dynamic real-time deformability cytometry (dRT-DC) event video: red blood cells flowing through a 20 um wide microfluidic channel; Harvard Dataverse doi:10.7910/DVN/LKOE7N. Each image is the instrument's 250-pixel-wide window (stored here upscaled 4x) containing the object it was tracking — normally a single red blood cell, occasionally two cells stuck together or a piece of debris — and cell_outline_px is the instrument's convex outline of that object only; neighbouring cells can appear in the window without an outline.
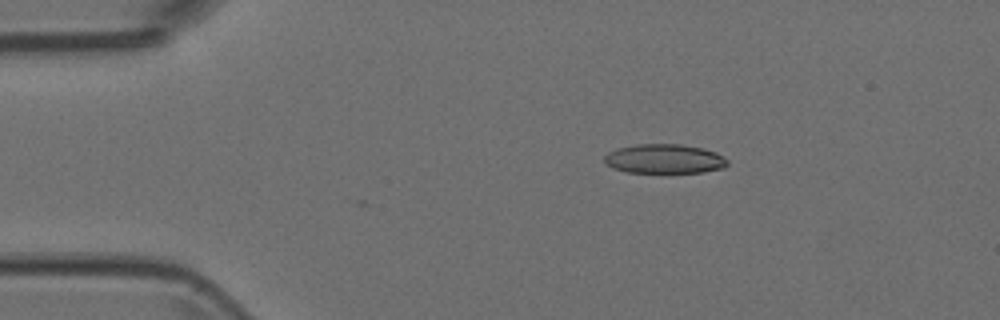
{"species": "Egyptian fruit bat (a non-hibernating species)", "species_latin": "Rousettus aegyptiacus", "temperature_condition": "room temperature", "stored_images_in_passage": 7, "camera_frame_rate_fps": 3000, "um_per_image_px": 0.085, "animal": {"sex": "female"}, "frame": {"image": 1, "passage_image": 3, "time_ms": 0.667, "image_size_px": [1000, 320], "cell_outline_px": [[728, 164], [724, 168], [704, 172], [628, 172], [612, 168], [604, 164], [604, 156], [608, 152], [620, 148], [636, 144], [680, 144], [704, 148], [716, 152], [728, 160]], "centroid_in_image_um": [56.48, 13.5], "position_along_channel_um": 28.5, "area_um2": 21.1}}
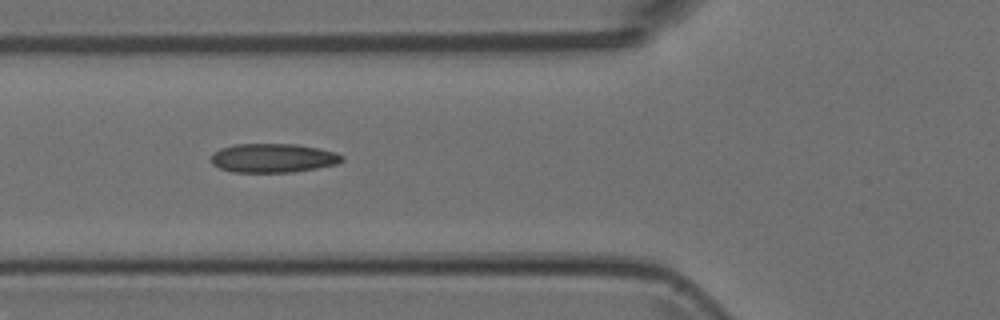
{"frame": {"image": 2, "passage_image": 6, "time_ms": 1.667, "image_size_px": [1000, 320], "cell_outline_px": [[344, 160], [336, 164], [316, 168], [292, 172], [232, 172], [220, 168], [212, 164], [212, 152], [220, 148], [236, 144], [296, 144], [336, 152], [344, 156]], "centroid_in_image_um": [23.2, 13.43], "position_along_channel_um": 102.6, "area_um2": 22.08}}
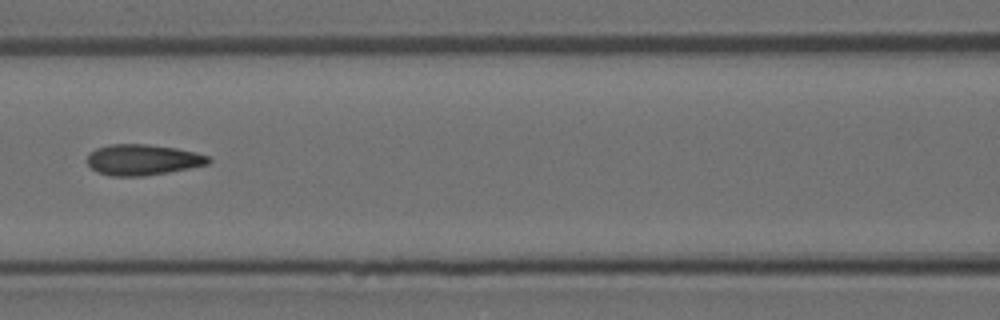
{"frame": {"image": 3, "passage_image": 7, "time_ms": 2.0, "image_size_px": [1000, 320], "cell_outline_px": [[212, 160], [208, 164], [168, 172], [144, 176], [112, 176], [96, 172], [88, 164], [88, 156], [96, 148], [108, 144], [148, 144], [176, 148], [196, 152], [208, 156]], "centroid_in_image_um": [12.13, 13.58], "position_along_channel_um": 154.5, "area_um2": 21.73}}